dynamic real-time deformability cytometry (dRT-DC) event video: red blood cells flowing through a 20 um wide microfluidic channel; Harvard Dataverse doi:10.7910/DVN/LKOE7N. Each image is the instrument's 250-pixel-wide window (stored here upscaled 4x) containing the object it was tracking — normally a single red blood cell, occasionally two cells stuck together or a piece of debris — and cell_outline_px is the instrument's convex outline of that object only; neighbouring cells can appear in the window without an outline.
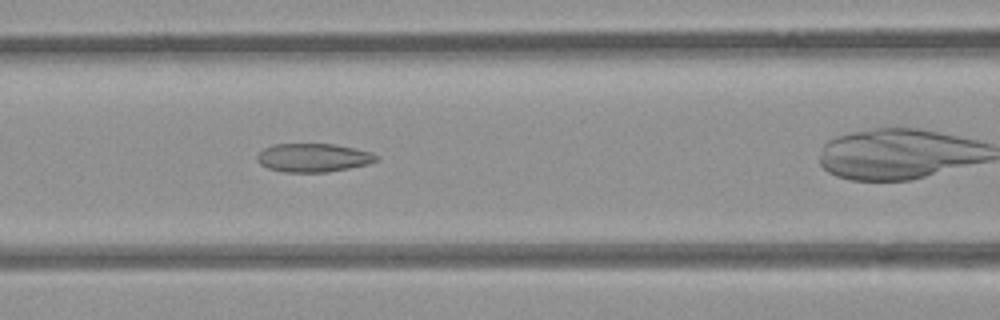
{"species": "common noctule bat (a hibernating species)", "species_latin": "Nyctalus noctula", "temperature_condition": "room temperature", "stored_images_in_passage": 39, "camera_frame_rate_fps": 3000, "um_per_image_px": 0.085, "animal": {"sex": "female", "body_mass_g": 21.9}, "frame": {"image": 1, "passage_image": 19, "time_ms": 6.0, "image_size_px": [1000, 320], "cell_outline_px": [[380, 160], [368, 164], [328, 172], [284, 172], [268, 168], [260, 164], [256, 160], [256, 156], [264, 148], [272, 144], [332, 144], [372, 152], [380, 156]], "centroid_in_image_um": [26.64, 13.4], "position_along_channel_um": 140.0, "area_um2": 19.88}}
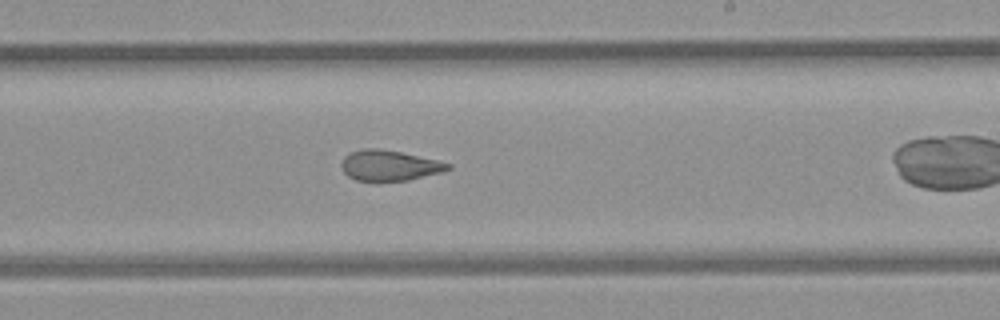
{"frame": {"image": 2, "passage_image": 28, "time_ms": 9.0, "image_size_px": [1000, 320], "cell_outline_px": [[452, 168], [440, 172], [408, 180], [356, 180], [348, 176], [344, 172], [340, 164], [344, 156], [348, 152], [364, 148], [376, 148], [400, 152], [436, 160], [452, 164]], "centroid_in_image_um": [33.05, 14.05], "position_along_channel_um": 255.9, "area_um2": 18.67}}
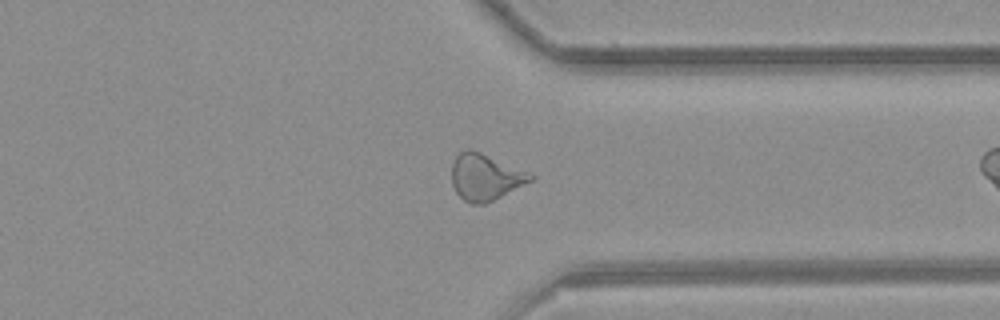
{"frame": {"image": 3, "passage_image": 37, "time_ms": 12.0, "image_size_px": [1000, 320], "cell_outline_px": [[536, 176], [532, 180], [484, 204], [472, 204], [464, 200], [456, 192], [452, 184], [452, 164], [456, 156], [460, 152], [468, 148], [472, 148], [528, 172]], "centroid_in_image_um": [41.22, 15.03], "position_along_channel_um": 370.2, "area_um2": 21.04}}